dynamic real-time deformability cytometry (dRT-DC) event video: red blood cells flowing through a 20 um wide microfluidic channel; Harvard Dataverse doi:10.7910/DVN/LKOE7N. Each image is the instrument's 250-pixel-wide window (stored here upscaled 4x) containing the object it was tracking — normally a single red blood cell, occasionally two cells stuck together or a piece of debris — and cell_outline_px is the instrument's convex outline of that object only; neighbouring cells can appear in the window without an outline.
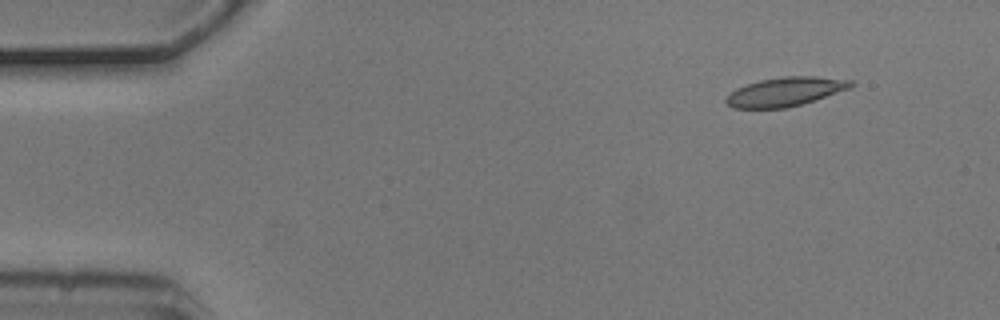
{"species": "common noctule bat (a hibernating species)", "species_latin": "Nyctalus noctula", "temperature_condition": "cold", "stored_images_in_passage": 4, "camera_frame_rate_fps": 3000, "um_per_image_px": 0.085, "animal": {"sex": "male", "body_mass_g": 20.5, "forearm_length_mm": 52.5}, "frame": {"image": 1, "passage_image": 2, "time_ms": 0.333, "image_size_px": [1000, 320], "cell_outline_px": [[856, 84], [852, 88], [800, 104], [784, 108], [732, 108], [724, 100], [736, 88], [760, 80], [784, 76], [816, 76], [856, 80]], "centroid_in_image_um": [66.82, 7.78], "position_along_channel_um": 18.2, "area_um2": 21.04}}